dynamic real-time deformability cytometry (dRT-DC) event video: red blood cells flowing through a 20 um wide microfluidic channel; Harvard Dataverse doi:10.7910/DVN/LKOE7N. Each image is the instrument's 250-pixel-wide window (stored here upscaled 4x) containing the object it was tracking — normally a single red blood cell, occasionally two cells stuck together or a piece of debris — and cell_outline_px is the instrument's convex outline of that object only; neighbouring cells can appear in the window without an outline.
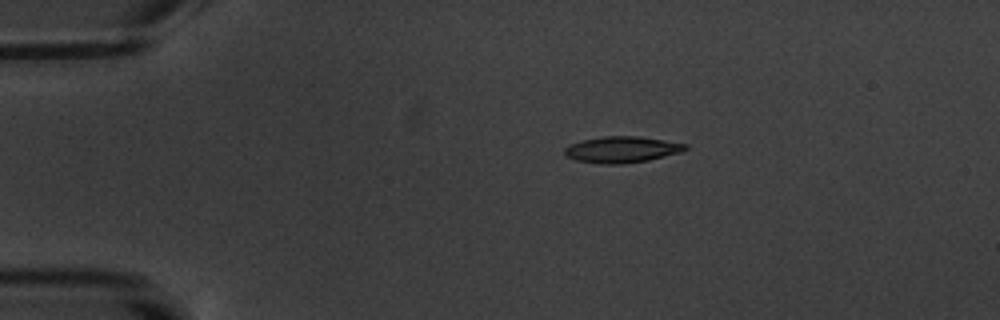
{"species": "common noctule bat (a hibernating species)", "species_latin": "Nyctalus noctula", "temperature_condition": "warm", "stored_images_in_passage": 4, "camera_frame_rate_fps": 3000, "um_per_image_px": 0.085, "animal": {"sex": "male", "body_mass_g": 20.1, "forearm_length_mm": 53.5}, "frame": {"image": 1, "passage_image": 1, "time_ms": 0.0, "image_size_px": [1000, 320], "cell_outline_px": [[688, 148], [680, 152], [648, 160], [624, 164], [600, 164], [576, 160], [564, 156], [564, 148], [568, 144], [584, 140], [604, 136], [640, 136], [688, 144]], "centroid_in_image_um": [52.82, 12.71], "position_along_channel_um": 32.2, "area_um2": 18.55}}
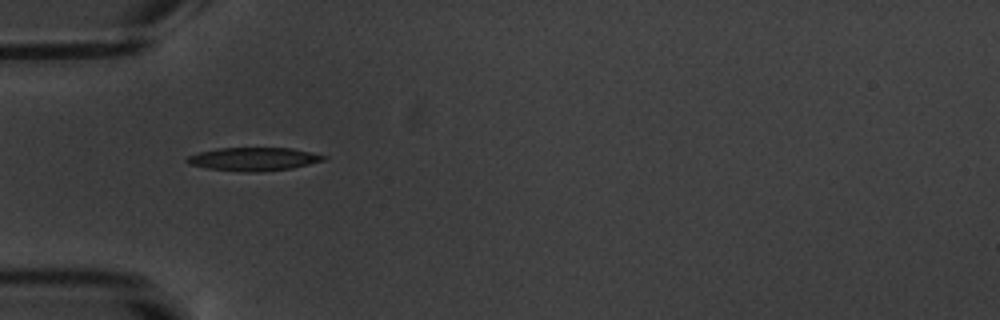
{"frame": {"image": 2, "passage_image": 3, "time_ms": 2.333, "image_size_px": [1000, 320], "cell_outline_px": [[328, 156], [324, 160], [292, 168], [260, 172], [244, 172], [208, 168], [188, 164], [184, 160], [188, 156], [200, 152], [220, 148], [292, 148], [312, 152]], "centroid_in_image_um": [21.56, 13.52], "position_along_channel_um": 63.4, "area_um2": 18.5}}